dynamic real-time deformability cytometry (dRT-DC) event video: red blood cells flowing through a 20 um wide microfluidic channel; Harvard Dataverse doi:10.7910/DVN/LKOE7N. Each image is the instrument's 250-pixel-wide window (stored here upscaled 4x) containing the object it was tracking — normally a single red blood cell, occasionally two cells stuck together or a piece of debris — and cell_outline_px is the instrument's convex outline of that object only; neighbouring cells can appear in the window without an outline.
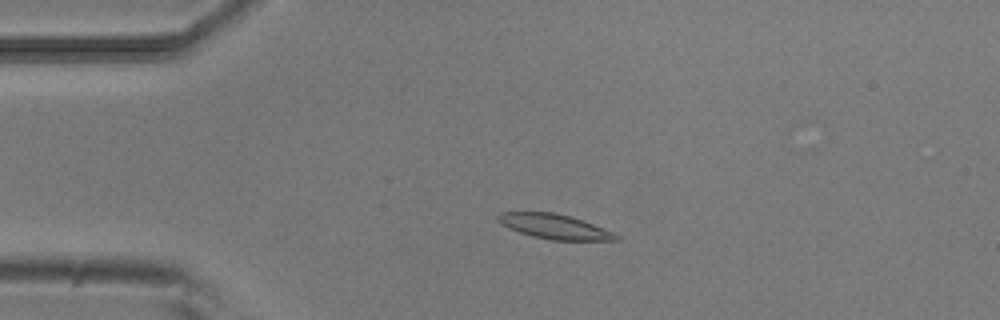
{"species": "common noctule bat (a hibernating species)", "species_latin": "Nyctalus noctula", "temperature_condition": "room temperature", "stored_images_in_passage": 52, "camera_frame_rate_fps": 3000, "um_per_image_px": 0.085, "animal": {"sex": "male", "body_mass_g": 20.5, "forearm_length_mm": 52.5}, "frame": {"image": 1, "passage_image": 11, "time_ms": 3.333, "image_size_px": [1000, 320], "cell_outline_px": [[620, 240], [552, 240], [532, 236], [508, 228], [500, 224], [496, 220], [496, 216], [500, 212], [552, 212], [568, 216], [616, 232], [620, 236]], "centroid_in_image_um": [47.11, 19.26], "position_along_channel_um": 37.9, "area_um2": 16.99}}
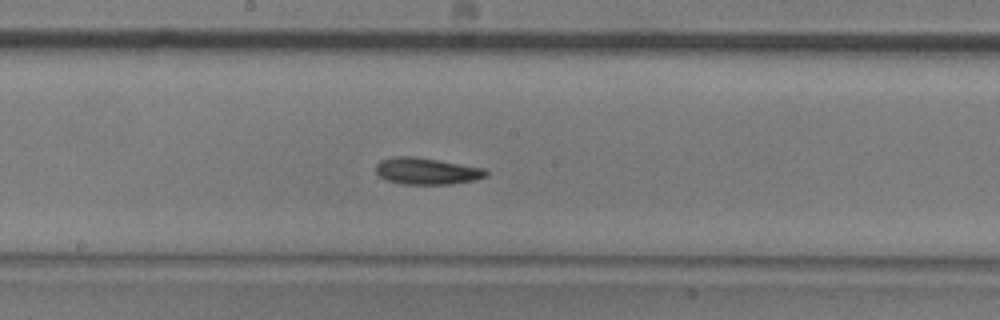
{"frame": {"image": 2, "passage_image": 27, "time_ms": 8.667, "image_size_px": [1000, 320], "cell_outline_px": [[488, 176], [476, 180], [452, 184], [400, 184], [388, 180], [380, 176], [376, 172], [376, 164], [380, 160], [396, 156], [416, 156], [484, 168], [488, 172]], "centroid_in_image_um": [36.29, 14.54], "position_along_channel_um": 211.9, "area_um2": 17.22}}
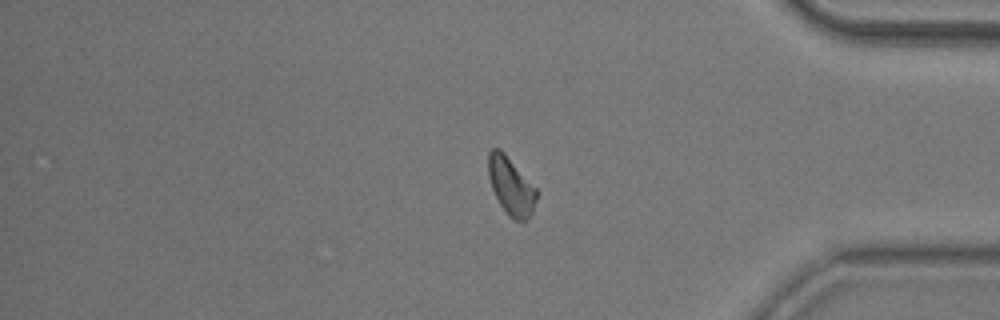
{"frame": {"image": 3, "passage_image": 43, "time_ms": 14.0, "image_size_px": [1000, 320], "cell_outline_px": [[536, 200], [532, 212], [528, 220], [512, 220], [508, 216], [500, 204], [492, 188], [488, 176], [488, 152], [492, 148], [500, 148], [504, 152], [536, 188]], "centroid_in_image_um": [43.42, 15.81], "position_along_channel_um": 391.8, "area_um2": 16.13}, "authors_computed_cell_mechanics": {"area_um2": 16.3285, "velocity_mm_per_s": 3.8214, "shape_relaxation_time_tau1_ms": 4.7317, "shape_relaxation_time_tau2_ms": null, "deformation_change_tau1": 0.1317, "deformation_change_tau2": null}}